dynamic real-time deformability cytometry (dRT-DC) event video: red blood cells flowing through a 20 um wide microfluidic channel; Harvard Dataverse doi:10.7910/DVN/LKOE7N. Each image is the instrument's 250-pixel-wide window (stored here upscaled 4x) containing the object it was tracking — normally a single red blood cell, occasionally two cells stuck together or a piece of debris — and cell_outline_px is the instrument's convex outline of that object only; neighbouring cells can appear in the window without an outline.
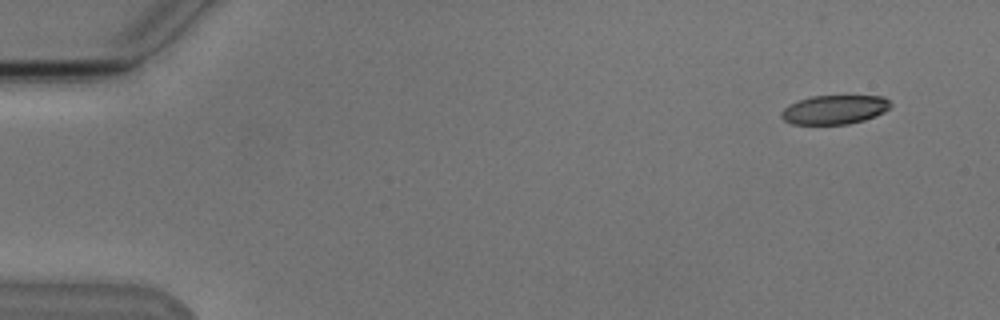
{"species": "Egyptian fruit bat (a non-hibernating species)", "species_latin": "Rousettus aegyptiacus", "temperature_condition": "cold", "stored_images_in_passage": 6, "segment_of_instrument_passage": [2, 2], "camera_frame_rate_fps": 3000, "um_per_image_px": 0.085, "animal": {"sex": "male"}, "frame": {"image": 1, "passage_image": 6, "time_ms": 6.0, "image_size_px": [1000, 320], "cell_outline_px": [[892, 104], [884, 112], [876, 116], [864, 120], [848, 124], [792, 124], [784, 120], [780, 116], [780, 112], [788, 104], [812, 96], [884, 96]], "centroid_in_image_um": [70.92, 9.32], "position_along_channel_um": 14.1, "area_um2": 18.5}}